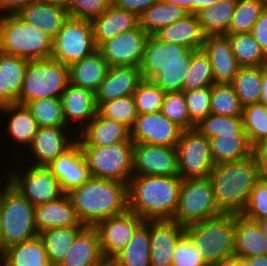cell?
<instances>
[{
    "label": "cell",
    "mask_w": 267,
    "mask_h": 266,
    "mask_svg": "<svg viewBox=\"0 0 267 266\" xmlns=\"http://www.w3.org/2000/svg\"><path fill=\"white\" fill-rule=\"evenodd\" d=\"M69 83L68 66L52 58L29 60L17 104L41 98H61Z\"/></svg>",
    "instance_id": "ba28073f"
},
{
    "label": "cell",
    "mask_w": 267,
    "mask_h": 266,
    "mask_svg": "<svg viewBox=\"0 0 267 266\" xmlns=\"http://www.w3.org/2000/svg\"><path fill=\"white\" fill-rule=\"evenodd\" d=\"M27 65V59L0 51V106L17 103Z\"/></svg>",
    "instance_id": "4dcf8cb0"
},
{
    "label": "cell",
    "mask_w": 267,
    "mask_h": 266,
    "mask_svg": "<svg viewBox=\"0 0 267 266\" xmlns=\"http://www.w3.org/2000/svg\"><path fill=\"white\" fill-rule=\"evenodd\" d=\"M209 142L214 165L243 160L253 155V147L246 133L221 134L210 138Z\"/></svg>",
    "instance_id": "d6a6232c"
},
{
    "label": "cell",
    "mask_w": 267,
    "mask_h": 266,
    "mask_svg": "<svg viewBox=\"0 0 267 266\" xmlns=\"http://www.w3.org/2000/svg\"><path fill=\"white\" fill-rule=\"evenodd\" d=\"M0 188V225L4 247L38 236L34 223V206L7 181Z\"/></svg>",
    "instance_id": "52a82bcc"
},
{
    "label": "cell",
    "mask_w": 267,
    "mask_h": 266,
    "mask_svg": "<svg viewBox=\"0 0 267 266\" xmlns=\"http://www.w3.org/2000/svg\"><path fill=\"white\" fill-rule=\"evenodd\" d=\"M96 50L91 21L69 16L53 38L51 58L69 66Z\"/></svg>",
    "instance_id": "8fae6325"
},
{
    "label": "cell",
    "mask_w": 267,
    "mask_h": 266,
    "mask_svg": "<svg viewBox=\"0 0 267 266\" xmlns=\"http://www.w3.org/2000/svg\"><path fill=\"white\" fill-rule=\"evenodd\" d=\"M105 262L96 229L93 226H85L76 235L59 266H102Z\"/></svg>",
    "instance_id": "484cf974"
},
{
    "label": "cell",
    "mask_w": 267,
    "mask_h": 266,
    "mask_svg": "<svg viewBox=\"0 0 267 266\" xmlns=\"http://www.w3.org/2000/svg\"><path fill=\"white\" fill-rule=\"evenodd\" d=\"M69 128L68 126L38 128L37 134L28 147L29 153L32 151L31 154L35 159V161L30 160L31 165L48 166L59 155L70 149L76 140L68 137L71 136L67 132Z\"/></svg>",
    "instance_id": "ac0fdd59"
},
{
    "label": "cell",
    "mask_w": 267,
    "mask_h": 266,
    "mask_svg": "<svg viewBox=\"0 0 267 266\" xmlns=\"http://www.w3.org/2000/svg\"><path fill=\"white\" fill-rule=\"evenodd\" d=\"M257 222L260 225V228L262 229L263 234L267 238V217L258 219Z\"/></svg>",
    "instance_id": "a7ac6f4b"
},
{
    "label": "cell",
    "mask_w": 267,
    "mask_h": 266,
    "mask_svg": "<svg viewBox=\"0 0 267 266\" xmlns=\"http://www.w3.org/2000/svg\"><path fill=\"white\" fill-rule=\"evenodd\" d=\"M110 262L114 266H151L150 220L145 221L134 233L127 246Z\"/></svg>",
    "instance_id": "836d02e7"
},
{
    "label": "cell",
    "mask_w": 267,
    "mask_h": 266,
    "mask_svg": "<svg viewBox=\"0 0 267 266\" xmlns=\"http://www.w3.org/2000/svg\"><path fill=\"white\" fill-rule=\"evenodd\" d=\"M208 178L219 210L241 214L260 176L256 158L251 155L243 160L214 165Z\"/></svg>",
    "instance_id": "277c9868"
},
{
    "label": "cell",
    "mask_w": 267,
    "mask_h": 266,
    "mask_svg": "<svg viewBox=\"0 0 267 266\" xmlns=\"http://www.w3.org/2000/svg\"><path fill=\"white\" fill-rule=\"evenodd\" d=\"M60 100L64 120L68 127L69 124L77 122L79 125L84 123L80 126L83 129L97 114L95 93L91 90L68 83Z\"/></svg>",
    "instance_id": "d4e9b609"
},
{
    "label": "cell",
    "mask_w": 267,
    "mask_h": 266,
    "mask_svg": "<svg viewBox=\"0 0 267 266\" xmlns=\"http://www.w3.org/2000/svg\"><path fill=\"white\" fill-rule=\"evenodd\" d=\"M165 94L153 81L142 79L132 95L138 115L159 112Z\"/></svg>",
    "instance_id": "681fc988"
},
{
    "label": "cell",
    "mask_w": 267,
    "mask_h": 266,
    "mask_svg": "<svg viewBox=\"0 0 267 266\" xmlns=\"http://www.w3.org/2000/svg\"><path fill=\"white\" fill-rule=\"evenodd\" d=\"M243 106L231 84L211 86L210 113L218 116H242Z\"/></svg>",
    "instance_id": "ee69618b"
},
{
    "label": "cell",
    "mask_w": 267,
    "mask_h": 266,
    "mask_svg": "<svg viewBox=\"0 0 267 266\" xmlns=\"http://www.w3.org/2000/svg\"><path fill=\"white\" fill-rule=\"evenodd\" d=\"M91 177L128 185L133 176V141L110 146L80 145Z\"/></svg>",
    "instance_id": "9c48e42d"
},
{
    "label": "cell",
    "mask_w": 267,
    "mask_h": 266,
    "mask_svg": "<svg viewBox=\"0 0 267 266\" xmlns=\"http://www.w3.org/2000/svg\"><path fill=\"white\" fill-rule=\"evenodd\" d=\"M141 80L139 67H109L105 78L95 92L97 108L107 101L133 95Z\"/></svg>",
    "instance_id": "7402d4cb"
},
{
    "label": "cell",
    "mask_w": 267,
    "mask_h": 266,
    "mask_svg": "<svg viewBox=\"0 0 267 266\" xmlns=\"http://www.w3.org/2000/svg\"><path fill=\"white\" fill-rule=\"evenodd\" d=\"M111 4L112 0H69L67 12L70 17L92 21Z\"/></svg>",
    "instance_id": "11a10c76"
},
{
    "label": "cell",
    "mask_w": 267,
    "mask_h": 266,
    "mask_svg": "<svg viewBox=\"0 0 267 266\" xmlns=\"http://www.w3.org/2000/svg\"><path fill=\"white\" fill-rule=\"evenodd\" d=\"M78 219L86 226L128 209L127 184L90 177L67 192Z\"/></svg>",
    "instance_id": "7a4b0ae2"
},
{
    "label": "cell",
    "mask_w": 267,
    "mask_h": 266,
    "mask_svg": "<svg viewBox=\"0 0 267 266\" xmlns=\"http://www.w3.org/2000/svg\"><path fill=\"white\" fill-rule=\"evenodd\" d=\"M0 111L8 115L10 113L9 120H7L9 121L7 123V131H9L7 135L10 134L9 136L14 138L13 140L19 145L29 146L39 127L27 106L17 103L6 104L0 106Z\"/></svg>",
    "instance_id": "e575fe53"
},
{
    "label": "cell",
    "mask_w": 267,
    "mask_h": 266,
    "mask_svg": "<svg viewBox=\"0 0 267 266\" xmlns=\"http://www.w3.org/2000/svg\"><path fill=\"white\" fill-rule=\"evenodd\" d=\"M250 266H267V255L247 257Z\"/></svg>",
    "instance_id": "03108f58"
},
{
    "label": "cell",
    "mask_w": 267,
    "mask_h": 266,
    "mask_svg": "<svg viewBox=\"0 0 267 266\" xmlns=\"http://www.w3.org/2000/svg\"><path fill=\"white\" fill-rule=\"evenodd\" d=\"M169 4H174L181 7L188 14H192V1L191 0H162Z\"/></svg>",
    "instance_id": "e7e4bbea"
},
{
    "label": "cell",
    "mask_w": 267,
    "mask_h": 266,
    "mask_svg": "<svg viewBox=\"0 0 267 266\" xmlns=\"http://www.w3.org/2000/svg\"><path fill=\"white\" fill-rule=\"evenodd\" d=\"M237 0H217L196 16L205 35H227Z\"/></svg>",
    "instance_id": "d590c367"
},
{
    "label": "cell",
    "mask_w": 267,
    "mask_h": 266,
    "mask_svg": "<svg viewBox=\"0 0 267 266\" xmlns=\"http://www.w3.org/2000/svg\"><path fill=\"white\" fill-rule=\"evenodd\" d=\"M53 39L16 14L0 16V51L22 59L51 58Z\"/></svg>",
    "instance_id": "8992f818"
},
{
    "label": "cell",
    "mask_w": 267,
    "mask_h": 266,
    "mask_svg": "<svg viewBox=\"0 0 267 266\" xmlns=\"http://www.w3.org/2000/svg\"><path fill=\"white\" fill-rule=\"evenodd\" d=\"M27 168L22 174L15 169L9 170L6 178L34 207L58 199L64 194L58 179L47 166L29 164Z\"/></svg>",
    "instance_id": "7c38bea8"
},
{
    "label": "cell",
    "mask_w": 267,
    "mask_h": 266,
    "mask_svg": "<svg viewBox=\"0 0 267 266\" xmlns=\"http://www.w3.org/2000/svg\"><path fill=\"white\" fill-rule=\"evenodd\" d=\"M102 266H114L110 261H106Z\"/></svg>",
    "instance_id": "2644e50d"
},
{
    "label": "cell",
    "mask_w": 267,
    "mask_h": 266,
    "mask_svg": "<svg viewBox=\"0 0 267 266\" xmlns=\"http://www.w3.org/2000/svg\"><path fill=\"white\" fill-rule=\"evenodd\" d=\"M41 2H45L47 4H51L53 6H57L63 9L67 10V6L69 3V0H39Z\"/></svg>",
    "instance_id": "003e7915"
},
{
    "label": "cell",
    "mask_w": 267,
    "mask_h": 266,
    "mask_svg": "<svg viewBox=\"0 0 267 266\" xmlns=\"http://www.w3.org/2000/svg\"><path fill=\"white\" fill-rule=\"evenodd\" d=\"M214 77L209 57L203 50H191V62L183 82L182 91L212 86Z\"/></svg>",
    "instance_id": "b9f144b4"
},
{
    "label": "cell",
    "mask_w": 267,
    "mask_h": 266,
    "mask_svg": "<svg viewBox=\"0 0 267 266\" xmlns=\"http://www.w3.org/2000/svg\"><path fill=\"white\" fill-rule=\"evenodd\" d=\"M47 167L58 179L64 193L81 186L91 177L81 147L77 142Z\"/></svg>",
    "instance_id": "44dd1931"
},
{
    "label": "cell",
    "mask_w": 267,
    "mask_h": 266,
    "mask_svg": "<svg viewBox=\"0 0 267 266\" xmlns=\"http://www.w3.org/2000/svg\"><path fill=\"white\" fill-rule=\"evenodd\" d=\"M84 227H60L38 233L42 240L50 266H59L72 246L76 235Z\"/></svg>",
    "instance_id": "74e56055"
},
{
    "label": "cell",
    "mask_w": 267,
    "mask_h": 266,
    "mask_svg": "<svg viewBox=\"0 0 267 266\" xmlns=\"http://www.w3.org/2000/svg\"><path fill=\"white\" fill-rule=\"evenodd\" d=\"M16 15L26 23L40 28L52 39L57 35L64 21L69 17L66 9L39 0L28 3Z\"/></svg>",
    "instance_id": "4316f807"
},
{
    "label": "cell",
    "mask_w": 267,
    "mask_h": 266,
    "mask_svg": "<svg viewBox=\"0 0 267 266\" xmlns=\"http://www.w3.org/2000/svg\"><path fill=\"white\" fill-rule=\"evenodd\" d=\"M97 112L110 120L123 123L129 129L132 128L138 113L135 106V101L132 95L119 97L114 100L102 103Z\"/></svg>",
    "instance_id": "c3c4849f"
},
{
    "label": "cell",
    "mask_w": 267,
    "mask_h": 266,
    "mask_svg": "<svg viewBox=\"0 0 267 266\" xmlns=\"http://www.w3.org/2000/svg\"><path fill=\"white\" fill-rule=\"evenodd\" d=\"M230 84L243 107L259 103L262 86V66L240 67Z\"/></svg>",
    "instance_id": "ab89813d"
},
{
    "label": "cell",
    "mask_w": 267,
    "mask_h": 266,
    "mask_svg": "<svg viewBox=\"0 0 267 266\" xmlns=\"http://www.w3.org/2000/svg\"><path fill=\"white\" fill-rule=\"evenodd\" d=\"M181 184L179 176H132L127 185L128 210L144 221L173 220Z\"/></svg>",
    "instance_id": "6da1fadb"
},
{
    "label": "cell",
    "mask_w": 267,
    "mask_h": 266,
    "mask_svg": "<svg viewBox=\"0 0 267 266\" xmlns=\"http://www.w3.org/2000/svg\"><path fill=\"white\" fill-rule=\"evenodd\" d=\"M267 6V0H237L227 34L249 33Z\"/></svg>",
    "instance_id": "7bdbcfd3"
},
{
    "label": "cell",
    "mask_w": 267,
    "mask_h": 266,
    "mask_svg": "<svg viewBox=\"0 0 267 266\" xmlns=\"http://www.w3.org/2000/svg\"><path fill=\"white\" fill-rule=\"evenodd\" d=\"M260 103L267 108V65L262 66V86Z\"/></svg>",
    "instance_id": "94428289"
},
{
    "label": "cell",
    "mask_w": 267,
    "mask_h": 266,
    "mask_svg": "<svg viewBox=\"0 0 267 266\" xmlns=\"http://www.w3.org/2000/svg\"><path fill=\"white\" fill-rule=\"evenodd\" d=\"M209 178L182 179L173 220L182 226L221 215Z\"/></svg>",
    "instance_id": "30bf717a"
},
{
    "label": "cell",
    "mask_w": 267,
    "mask_h": 266,
    "mask_svg": "<svg viewBox=\"0 0 267 266\" xmlns=\"http://www.w3.org/2000/svg\"><path fill=\"white\" fill-rule=\"evenodd\" d=\"M144 222L128 209L124 213L96 222L93 227L98 233L101 253L105 260L110 261L124 249Z\"/></svg>",
    "instance_id": "5bb4252c"
},
{
    "label": "cell",
    "mask_w": 267,
    "mask_h": 266,
    "mask_svg": "<svg viewBox=\"0 0 267 266\" xmlns=\"http://www.w3.org/2000/svg\"><path fill=\"white\" fill-rule=\"evenodd\" d=\"M178 176L181 179L207 178L214 162L209 139L196 129L182 131L176 145Z\"/></svg>",
    "instance_id": "4fadbf2b"
},
{
    "label": "cell",
    "mask_w": 267,
    "mask_h": 266,
    "mask_svg": "<svg viewBox=\"0 0 267 266\" xmlns=\"http://www.w3.org/2000/svg\"><path fill=\"white\" fill-rule=\"evenodd\" d=\"M195 129L208 139L227 133H246L242 116H218L211 113L196 124Z\"/></svg>",
    "instance_id": "7dc6e473"
},
{
    "label": "cell",
    "mask_w": 267,
    "mask_h": 266,
    "mask_svg": "<svg viewBox=\"0 0 267 266\" xmlns=\"http://www.w3.org/2000/svg\"><path fill=\"white\" fill-rule=\"evenodd\" d=\"M160 112L183 131L195 129V125L190 121L182 91L166 93Z\"/></svg>",
    "instance_id": "f907efd6"
},
{
    "label": "cell",
    "mask_w": 267,
    "mask_h": 266,
    "mask_svg": "<svg viewBox=\"0 0 267 266\" xmlns=\"http://www.w3.org/2000/svg\"><path fill=\"white\" fill-rule=\"evenodd\" d=\"M226 36L240 67L267 65V56L250 32L227 34Z\"/></svg>",
    "instance_id": "60d3db41"
},
{
    "label": "cell",
    "mask_w": 267,
    "mask_h": 266,
    "mask_svg": "<svg viewBox=\"0 0 267 266\" xmlns=\"http://www.w3.org/2000/svg\"><path fill=\"white\" fill-rule=\"evenodd\" d=\"M38 127L67 126L60 98H41L26 104Z\"/></svg>",
    "instance_id": "f6af8a7d"
},
{
    "label": "cell",
    "mask_w": 267,
    "mask_h": 266,
    "mask_svg": "<svg viewBox=\"0 0 267 266\" xmlns=\"http://www.w3.org/2000/svg\"><path fill=\"white\" fill-rule=\"evenodd\" d=\"M79 132V137L75 136L79 145L110 146L121 141H132L126 125L102 117L98 112L83 129L79 127Z\"/></svg>",
    "instance_id": "cb8c5ba5"
},
{
    "label": "cell",
    "mask_w": 267,
    "mask_h": 266,
    "mask_svg": "<svg viewBox=\"0 0 267 266\" xmlns=\"http://www.w3.org/2000/svg\"><path fill=\"white\" fill-rule=\"evenodd\" d=\"M192 1V14H196L203 8L210 7L217 0H191Z\"/></svg>",
    "instance_id": "be15d7a7"
},
{
    "label": "cell",
    "mask_w": 267,
    "mask_h": 266,
    "mask_svg": "<svg viewBox=\"0 0 267 266\" xmlns=\"http://www.w3.org/2000/svg\"><path fill=\"white\" fill-rule=\"evenodd\" d=\"M220 266H250V263L245 257L233 255L229 260H227Z\"/></svg>",
    "instance_id": "6125c7cd"
},
{
    "label": "cell",
    "mask_w": 267,
    "mask_h": 266,
    "mask_svg": "<svg viewBox=\"0 0 267 266\" xmlns=\"http://www.w3.org/2000/svg\"><path fill=\"white\" fill-rule=\"evenodd\" d=\"M186 15L188 13L181 7L158 0L139 16V26L148 35H154L160 29L183 19Z\"/></svg>",
    "instance_id": "f35d334b"
},
{
    "label": "cell",
    "mask_w": 267,
    "mask_h": 266,
    "mask_svg": "<svg viewBox=\"0 0 267 266\" xmlns=\"http://www.w3.org/2000/svg\"><path fill=\"white\" fill-rule=\"evenodd\" d=\"M182 131L159 111L138 115L130 129V139L133 143L176 147Z\"/></svg>",
    "instance_id": "e0dca14e"
},
{
    "label": "cell",
    "mask_w": 267,
    "mask_h": 266,
    "mask_svg": "<svg viewBox=\"0 0 267 266\" xmlns=\"http://www.w3.org/2000/svg\"><path fill=\"white\" fill-rule=\"evenodd\" d=\"M2 261L4 266H50L39 236L5 248Z\"/></svg>",
    "instance_id": "8d00e7d4"
},
{
    "label": "cell",
    "mask_w": 267,
    "mask_h": 266,
    "mask_svg": "<svg viewBox=\"0 0 267 266\" xmlns=\"http://www.w3.org/2000/svg\"><path fill=\"white\" fill-rule=\"evenodd\" d=\"M182 92L190 121L196 125L210 114L211 86Z\"/></svg>",
    "instance_id": "816d5d0a"
},
{
    "label": "cell",
    "mask_w": 267,
    "mask_h": 266,
    "mask_svg": "<svg viewBox=\"0 0 267 266\" xmlns=\"http://www.w3.org/2000/svg\"><path fill=\"white\" fill-rule=\"evenodd\" d=\"M202 50L209 57L214 84H230L240 66L226 35H206Z\"/></svg>",
    "instance_id": "ffe728a7"
},
{
    "label": "cell",
    "mask_w": 267,
    "mask_h": 266,
    "mask_svg": "<svg viewBox=\"0 0 267 266\" xmlns=\"http://www.w3.org/2000/svg\"><path fill=\"white\" fill-rule=\"evenodd\" d=\"M253 155L257 161L260 178L267 179V139L253 147Z\"/></svg>",
    "instance_id": "680465c9"
},
{
    "label": "cell",
    "mask_w": 267,
    "mask_h": 266,
    "mask_svg": "<svg viewBox=\"0 0 267 266\" xmlns=\"http://www.w3.org/2000/svg\"><path fill=\"white\" fill-rule=\"evenodd\" d=\"M252 36L259 43L261 50L267 56V6L251 29Z\"/></svg>",
    "instance_id": "9f6ffc18"
},
{
    "label": "cell",
    "mask_w": 267,
    "mask_h": 266,
    "mask_svg": "<svg viewBox=\"0 0 267 266\" xmlns=\"http://www.w3.org/2000/svg\"><path fill=\"white\" fill-rule=\"evenodd\" d=\"M149 35L140 27L103 41L97 50L109 67H140Z\"/></svg>",
    "instance_id": "9a60e30c"
},
{
    "label": "cell",
    "mask_w": 267,
    "mask_h": 266,
    "mask_svg": "<svg viewBox=\"0 0 267 266\" xmlns=\"http://www.w3.org/2000/svg\"><path fill=\"white\" fill-rule=\"evenodd\" d=\"M34 223L38 233L60 227H85L78 219L67 193L58 199L34 207Z\"/></svg>",
    "instance_id": "603a6c76"
},
{
    "label": "cell",
    "mask_w": 267,
    "mask_h": 266,
    "mask_svg": "<svg viewBox=\"0 0 267 266\" xmlns=\"http://www.w3.org/2000/svg\"><path fill=\"white\" fill-rule=\"evenodd\" d=\"M234 255L252 257L267 255V238L256 220L235 214Z\"/></svg>",
    "instance_id": "f1b7e54d"
},
{
    "label": "cell",
    "mask_w": 267,
    "mask_h": 266,
    "mask_svg": "<svg viewBox=\"0 0 267 266\" xmlns=\"http://www.w3.org/2000/svg\"><path fill=\"white\" fill-rule=\"evenodd\" d=\"M0 266H4V263L2 260H0Z\"/></svg>",
    "instance_id": "8c879c8a"
},
{
    "label": "cell",
    "mask_w": 267,
    "mask_h": 266,
    "mask_svg": "<svg viewBox=\"0 0 267 266\" xmlns=\"http://www.w3.org/2000/svg\"><path fill=\"white\" fill-rule=\"evenodd\" d=\"M171 266H208L197 247L184 233L177 241Z\"/></svg>",
    "instance_id": "db71d44e"
},
{
    "label": "cell",
    "mask_w": 267,
    "mask_h": 266,
    "mask_svg": "<svg viewBox=\"0 0 267 266\" xmlns=\"http://www.w3.org/2000/svg\"><path fill=\"white\" fill-rule=\"evenodd\" d=\"M242 122L252 147L267 139V108L262 103L244 106Z\"/></svg>",
    "instance_id": "bcb514c9"
},
{
    "label": "cell",
    "mask_w": 267,
    "mask_h": 266,
    "mask_svg": "<svg viewBox=\"0 0 267 266\" xmlns=\"http://www.w3.org/2000/svg\"><path fill=\"white\" fill-rule=\"evenodd\" d=\"M184 226L174 220H150V264L171 266L178 239Z\"/></svg>",
    "instance_id": "d6986e66"
},
{
    "label": "cell",
    "mask_w": 267,
    "mask_h": 266,
    "mask_svg": "<svg viewBox=\"0 0 267 266\" xmlns=\"http://www.w3.org/2000/svg\"><path fill=\"white\" fill-rule=\"evenodd\" d=\"M184 233L208 266H220L234 255L235 214L221 215L184 226Z\"/></svg>",
    "instance_id": "5b68a950"
},
{
    "label": "cell",
    "mask_w": 267,
    "mask_h": 266,
    "mask_svg": "<svg viewBox=\"0 0 267 266\" xmlns=\"http://www.w3.org/2000/svg\"><path fill=\"white\" fill-rule=\"evenodd\" d=\"M109 66L98 50L68 66L69 83L93 91L106 76Z\"/></svg>",
    "instance_id": "1f68e13d"
},
{
    "label": "cell",
    "mask_w": 267,
    "mask_h": 266,
    "mask_svg": "<svg viewBox=\"0 0 267 266\" xmlns=\"http://www.w3.org/2000/svg\"><path fill=\"white\" fill-rule=\"evenodd\" d=\"M158 0H112L116 7L125 9L136 14L138 17Z\"/></svg>",
    "instance_id": "6f0895ef"
},
{
    "label": "cell",
    "mask_w": 267,
    "mask_h": 266,
    "mask_svg": "<svg viewBox=\"0 0 267 266\" xmlns=\"http://www.w3.org/2000/svg\"><path fill=\"white\" fill-rule=\"evenodd\" d=\"M241 214L256 221L267 217V179L260 178L256 182Z\"/></svg>",
    "instance_id": "f5cc1de1"
},
{
    "label": "cell",
    "mask_w": 267,
    "mask_h": 266,
    "mask_svg": "<svg viewBox=\"0 0 267 266\" xmlns=\"http://www.w3.org/2000/svg\"><path fill=\"white\" fill-rule=\"evenodd\" d=\"M162 42L183 45L190 50H202L205 34L196 14H188L183 19L165 26L154 34Z\"/></svg>",
    "instance_id": "f546056e"
},
{
    "label": "cell",
    "mask_w": 267,
    "mask_h": 266,
    "mask_svg": "<svg viewBox=\"0 0 267 266\" xmlns=\"http://www.w3.org/2000/svg\"><path fill=\"white\" fill-rule=\"evenodd\" d=\"M191 62V50L183 45L147 38L140 65L142 79L153 81L165 93L182 91Z\"/></svg>",
    "instance_id": "3957f363"
},
{
    "label": "cell",
    "mask_w": 267,
    "mask_h": 266,
    "mask_svg": "<svg viewBox=\"0 0 267 266\" xmlns=\"http://www.w3.org/2000/svg\"><path fill=\"white\" fill-rule=\"evenodd\" d=\"M4 252H5V247H4V244L2 242L1 225H0V260H2Z\"/></svg>",
    "instance_id": "89a4df30"
},
{
    "label": "cell",
    "mask_w": 267,
    "mask_h": 266,
    "mask_svg": "<svg viewBox=\"0 0 267 266\" xmlns=\"http://www.w3.org/2000/svg\"><path fill=\"white\" fill-rule=\"evenodd\" d=\"M94 42L98 47L103 41L111 39L120 33L137 28L139 17L113 4L97 18L91 21Z\"/></svg>",
    "instance_id": "83f0119b"
},
{
    "label": "cell",
    "mask_w": 267,
    "mask_h": 266,
    "mask_svg": "<svg viewBox=\"0 0 267 266\" xmlns=\"http://www.w3.org/2000/svg\"><path fill=\"white\" fill-rule=\"evenodd\" d=\"M35 0H0V15L16 14L21 8ZM6 11V12H5Z\"/></svg>",
    "instance_id": "91938a15"
},
{
    "label": "cell",
    "mask_w": 267,
    "mask_h": 266,
    "mask_svg": "<svg viewBox=\"0 0 267 266\" xmlns=\"http://www.w3.org/2000/svg\"><path fill=\"white\" fill-rule=\"evenodd\" d=\"M178 176L176 147L133 143V176Z\"/></svg>",
    "instance_id": "2e32d148"
}]
</instances>
